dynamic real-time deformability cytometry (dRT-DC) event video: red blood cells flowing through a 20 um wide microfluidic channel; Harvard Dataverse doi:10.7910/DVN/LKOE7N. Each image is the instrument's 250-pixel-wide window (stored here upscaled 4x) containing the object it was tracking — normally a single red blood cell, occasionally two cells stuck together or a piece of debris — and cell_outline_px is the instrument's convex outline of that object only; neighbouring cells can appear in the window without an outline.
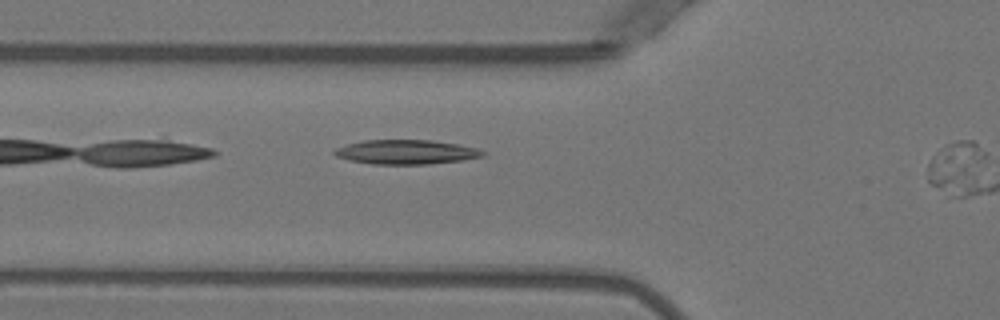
{"species": "Egyptian fruit bat (a non-hibernating species)", "species_latin": "Rousettus aegyptiacus", "temperature_condition": "warm", "stored_images_in_passage": 10, "camera_frame_rate_fps": 3000, "um_per_image_px": 0.085, "animal": {"sex": "female"}, "frame": {"image": 1, "passage_image": 4, "time_ms": 1.0, "image_size_px": [1000, 320], "cell_outline_px": [[468, 156], [448, 160], [360, 160], [348, 156], [360, 144], [380, 140], [412, 140], [444, 144], [456, 148]], "centroid_in_image_um": [34.45, 12.84], "position_along_channel_um": 91.3, "area_um2": 13.7}}
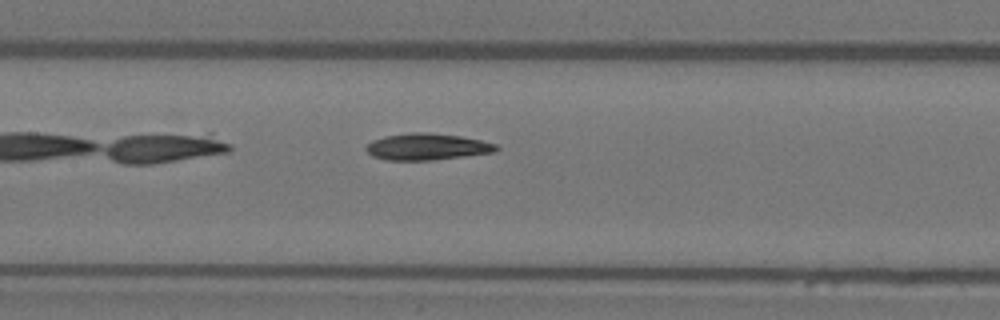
{"frame": {"image": 2, "passage_image": 10, "time_ms": 3.0, "image_size_px": [1000, 320], "cell_outline_px": [[492, 148], [480, 152], [448, 156], [380, 156], [372, 152], [368, 148], [384, 140], [396, 136], [448, 136], [472, 140], [488, 144]], "centroid_in_image_um": [36.33, 12.45], "position_along_channel_um": 171.1, "area_um2": 14.22}}